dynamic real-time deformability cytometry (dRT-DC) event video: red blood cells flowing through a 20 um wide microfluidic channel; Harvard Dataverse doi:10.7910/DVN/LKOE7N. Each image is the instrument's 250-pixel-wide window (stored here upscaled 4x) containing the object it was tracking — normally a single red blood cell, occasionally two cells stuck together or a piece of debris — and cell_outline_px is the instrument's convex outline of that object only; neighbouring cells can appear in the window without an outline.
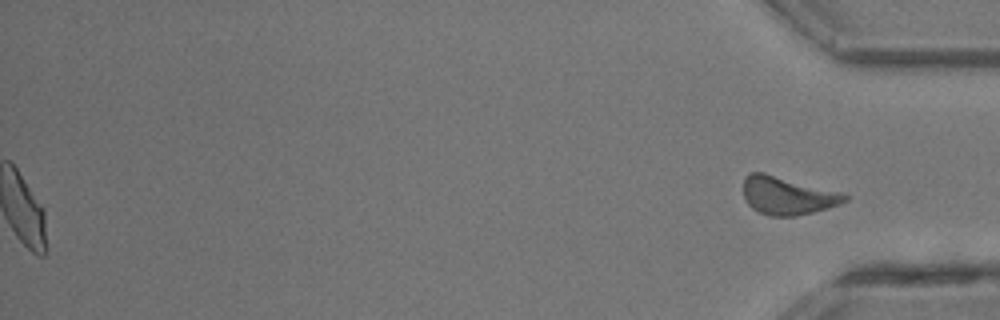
{"species": "common noctule bat (a hibernating species)", "species_latin": "Nyctalus noctula", "temperature_condition": "room temperature", "stored_images_in_passage": 32, "segment_of_instrument_passage": [2, 2], "camera_frame_rate_fps": 3000, "um_per_image_px": 0.085, "animal": {"sex": "male", "body_mass_g": 13.3}, "frame": {"image": 1, "passage_image": 32, "time_ms": 10.333, "image_size_px": [1000, 320], "cell_outline_px": [[848, 200], [840, 204], [828, 208], [796, 216], [768, 216], [752, 208], [744, 200], [744, 176], [752, 172], [764, 172], [836, 192], [848, 196]], "centroid_in_image_um": [66.87, 16.64], "position_along_channel_um": 368.3, "area_um2": 22.08}}